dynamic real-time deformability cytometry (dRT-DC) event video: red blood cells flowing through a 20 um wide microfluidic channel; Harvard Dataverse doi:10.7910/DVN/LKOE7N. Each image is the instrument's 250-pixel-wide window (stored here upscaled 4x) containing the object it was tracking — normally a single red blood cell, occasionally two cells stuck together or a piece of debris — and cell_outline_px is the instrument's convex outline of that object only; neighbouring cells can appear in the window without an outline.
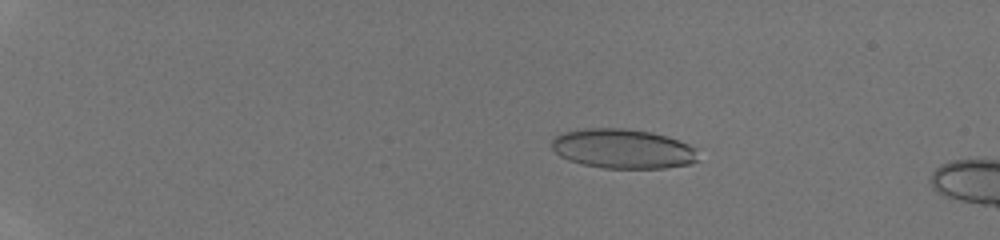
{"species": "human", "species_latin": "Homo sapiens", "temperature_condition": "room temperature", "stored_images_in_passage": 15, "camera_frame_rate_fps": 3000, "um_per_image_px": 0.085, "donor": {"sex": "male"}, "frame": {"image": 1, "passage_image": 11, "time_ms": 3.333, "image_size_px": [1000, 240], "cell_outline_px": [[700, 160], [692, 164], [664, 168], [604, 168], [580, 164], [568, 160], [560, 156], [552, 148], [552, 140], [556, 136], [564, 132], [584, 128], [628, 128], [652, 132], [680, 140], [696, 148]], "centroid_in_image_um": [52.98, 12.65], "position_along_channel_um": 32.0, "area_um2": 34.16}}